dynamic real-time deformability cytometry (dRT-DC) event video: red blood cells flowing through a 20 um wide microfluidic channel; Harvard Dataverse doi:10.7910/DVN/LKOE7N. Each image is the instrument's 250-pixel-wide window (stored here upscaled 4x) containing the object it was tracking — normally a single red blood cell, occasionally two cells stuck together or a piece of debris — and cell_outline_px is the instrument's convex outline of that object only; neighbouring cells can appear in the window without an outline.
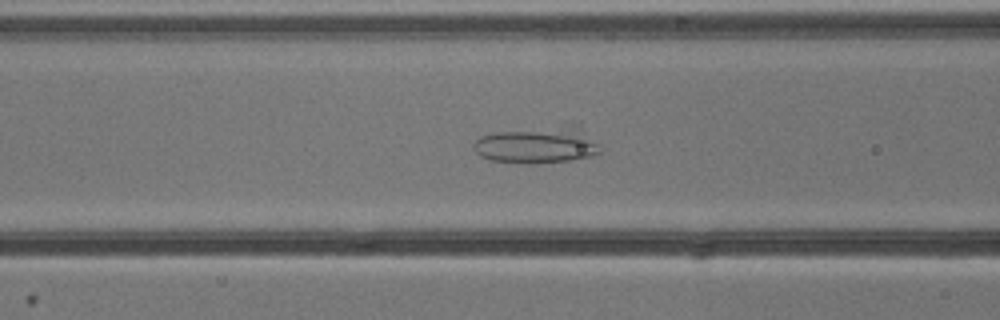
{"species": "common noctule bat (a hibernating species)", "species_latin": "Nyctalus noctula", "temperature_condition": "cold", "stored_images_in_passage": 53, "camera_frame_rate_fps": 3000, "um_per_image_px": 0.085, "animal": {"sex": "male", "body_mass_g": 13.3}, "frame": {"image": 1, "passage_image": 21, "time_ms": 6.667, "image_size_px": [1000, 320], "cell_outline_px": [[600, 152], [592, 156], [572, 160], [536, 164], [532, 164], [492, 160], [480, 156], [472, 148], [472, 144], [480, 136], [496, 132], [568, 120], [580, 124], [600, 144]], "centroid_in_image_um": [45.78, 12.24], "position_along_channel_um": 120.8, "area_um2": 28.84}}
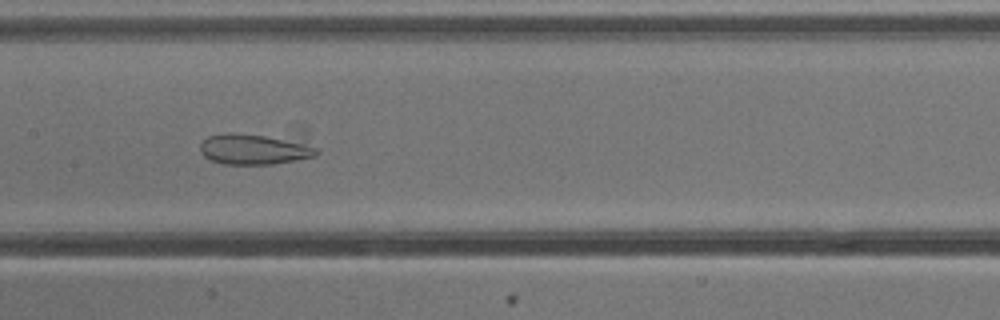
{"frame": {"image": 2, "passage_image": 26, "time_ms": 8.333, "image_size_px": [1000, 320], "cell_outline_px": [[320, 152], [316, 156], [272, 164], [224, 164], [212, 160], [204, 156], [200, 152], [200, 144], [208, 136], [224, 132], [304, 124], [308, 128], [320, 148]], "centroid_in_image_um": [22.19, 12.38], "position_along_channel_um": 185.2, "area_um2": 26.65}}
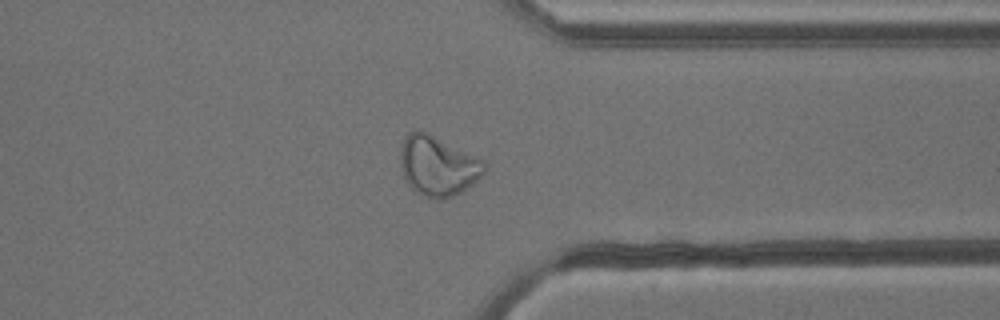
{"frame": {"image": 3, "passage_image": 41, "time_ms": 13.333, "image_size_px": [1000, 320], "cell_outline_px": [[488, 168], [476, 180], [460, 192], [452, 196], [440, 200], [436, 200], [424, 196], [416, 192], [404, 180], [400, 164], [400, 144], [404, 136], [408, 132], [428, 132], [484, 160]], "centroid_in_image_um": [37.18, 14.09], "position_along_channel_um": 374.2, "area_um2": 29.42}}